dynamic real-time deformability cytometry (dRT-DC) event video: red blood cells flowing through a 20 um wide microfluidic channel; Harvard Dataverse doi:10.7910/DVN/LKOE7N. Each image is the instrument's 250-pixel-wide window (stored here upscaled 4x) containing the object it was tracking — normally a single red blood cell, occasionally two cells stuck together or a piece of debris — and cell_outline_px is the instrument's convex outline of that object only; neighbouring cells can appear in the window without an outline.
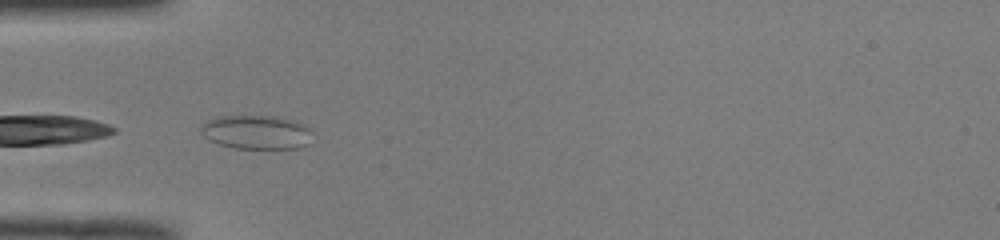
{"species": "common noctule bat (a hibernating species)", "species_latin": "Nyctalus noctula", "temperature_condition": "room temperature", "stored_images_in_passage": 7, "camera_frame_rate_fps": 3000, "um_per_image_px": 0.085, "animal": {"sex": "male", "body_mass_g": 19.0, "forearm_length_mm": 50.8}, "frame": {"image": 1, "passage_image": 2, "time_ms": 0.333, "image_size_px": [1000, 240], "cell_outline_px": [[308, 144], [300, 148], [232, 148], [208, 140], [200, 132], [200, 128], [208, 120], [216, 116], [276, 116], [296, 120], [308, 128]], "centroid_in_image_um": [21.74, 11.23], "position_along_channel_um": 63.3, "area_um2": 21.91}}